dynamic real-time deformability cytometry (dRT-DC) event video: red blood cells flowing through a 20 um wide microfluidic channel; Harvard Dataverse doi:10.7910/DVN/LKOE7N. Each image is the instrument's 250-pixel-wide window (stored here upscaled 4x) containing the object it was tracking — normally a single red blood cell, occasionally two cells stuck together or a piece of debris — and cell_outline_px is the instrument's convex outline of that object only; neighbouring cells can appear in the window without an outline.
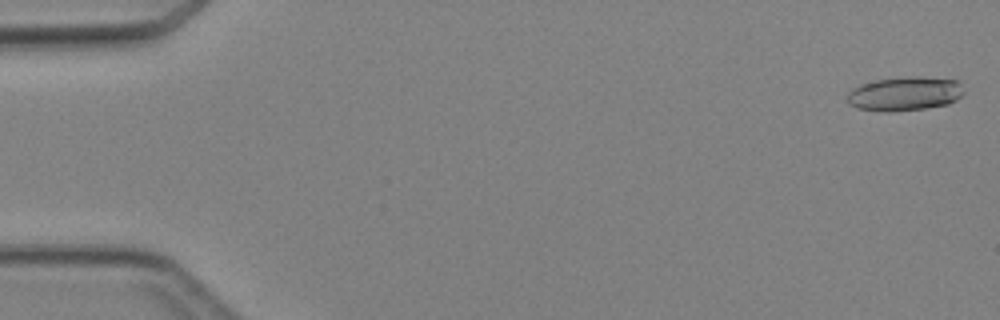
{"species": "Egyptian fruit bat (a non-hibernating species)", "species_latin": "Rousettus aegyptiacus", "temperature_condition": "cold", "stored_images_in_passage": 47, "camera_frame_rate_fps": 3000, "um_per_image_px": 0.085, "animal": {"sex": "female"}, "frame": {"image": 1, "passage_image": 1, "time_ms": 0.0, "image_size_px": [1000, 320], "cell_outline_px": [[964, 92], [956, 100], [948, 104], [924, 108], [892, 112], [880, 112], [856, 108], [848, 104], [848, 92], [852, 88], [860, 84], [876, 80], [908, 76], [916, 76], [956, 80]], "centroid_in_image_um": [76.85, 7.98], "position_along_channel_um": 8.2, "area_um2": 23.18}}
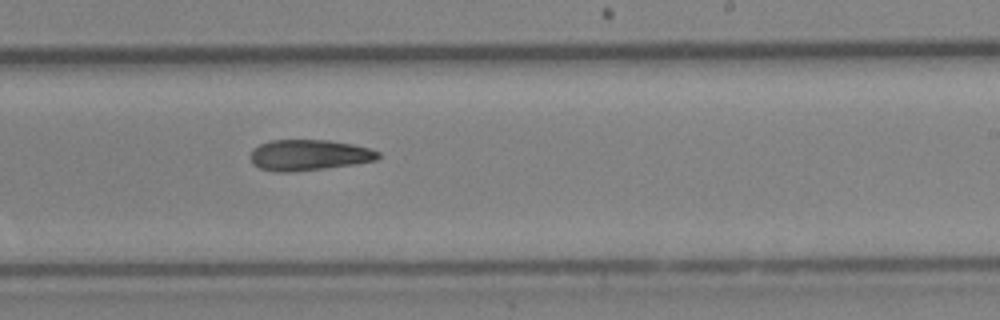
{"frame": {"image": 2, "passage_image": 29, "time_ms": 9.333, "image_size_px": [1000, 320], "cell_outline_px": [[380, 156], [376, 160], [352, 164], [324, 168], [288, 172], [276, 172], [260, 168], [252, 164], [248, 156], [252, 148], [260, 144], [272, 140], [328, 140], [352, 144], [368, 148], [380, 152]], "centroid_in_image_um": [26.19, 13.17], "position_along_channel_um": 262.8, "area_um2": 22.95}}
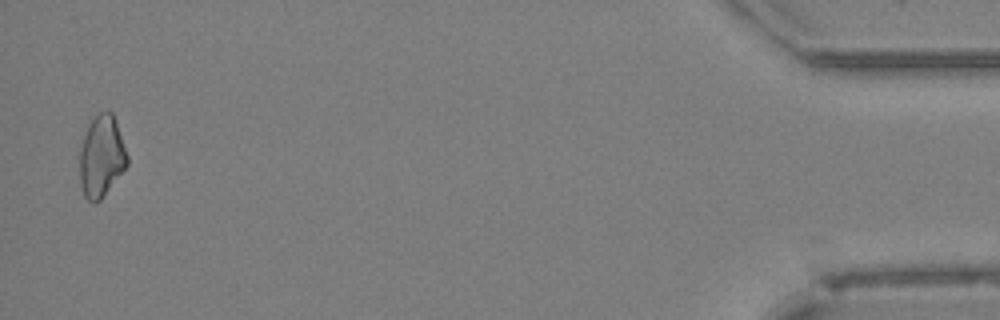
{"frame": {"image": 3, "passage_image": 46, "time_ms": 15.0, "image_size_px": [1000, 320], "cell_outline_px": [[128, 164], [100, 200], [96, 204], [88, 200], [84, 196], [80, 184], [80, 148], [88, 124], [100, 112], [112, 112], [128, 156]], "centroid_in_image_um": [8.61, 13.32], "position_along_channel_um": 426.6, "area_um2": 22.25}}